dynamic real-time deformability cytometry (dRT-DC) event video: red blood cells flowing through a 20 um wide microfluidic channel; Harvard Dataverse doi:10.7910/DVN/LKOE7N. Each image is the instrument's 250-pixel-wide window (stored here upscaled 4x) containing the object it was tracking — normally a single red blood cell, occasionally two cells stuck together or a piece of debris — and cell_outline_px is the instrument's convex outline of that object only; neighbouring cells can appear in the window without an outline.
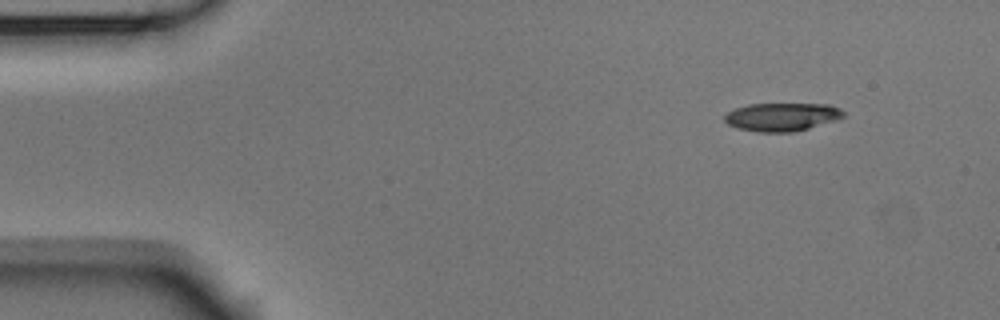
{"species": "Egyptian fruit bat (a non-hibernating species)", "species_latin": "Rousettus aegyptiacus", "temperature_condition": "room temperature", "stored_images_in_passage": 3, "camera_frame_rate_fps": 3000, "um_per_image_px": 0.085, "animal": {"sex": "male"}, "frame": {"image": 1, "passage_image": 1, "time_ms": 0.0, "image_size_px": [1000, 320], "cell_outline_px": [[844, 116], [836, 120], [808, 128], [792, 132], [760, 132], [740, 128], [728, 124], [724, 120], [724, 116], [728, 112], [736, 108], [748, 104], [828, 104], [840, 108], [844, 112]], "centroid_in_image_um": [66.47, 9.93], "position_along_channel_um": 18.5, "area_um2": 19.36}}